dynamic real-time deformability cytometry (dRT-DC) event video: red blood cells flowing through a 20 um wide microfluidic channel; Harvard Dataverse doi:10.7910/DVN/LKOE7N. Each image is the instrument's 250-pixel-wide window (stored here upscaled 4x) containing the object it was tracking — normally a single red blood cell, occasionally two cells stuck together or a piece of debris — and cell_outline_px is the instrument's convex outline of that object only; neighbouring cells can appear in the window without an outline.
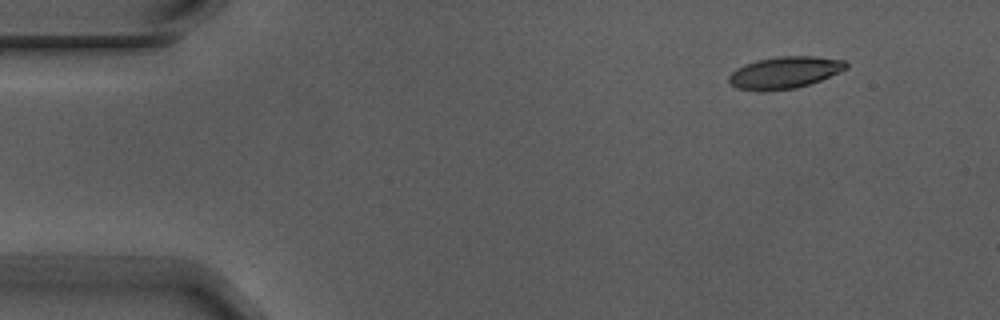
{"species": "Egyptian fruit bat (a non-hibernating species)", "species_latin": "Rousettus aegyptiacus", "temperature_condition": "warm", "stored_images_in_passage": 5, "camera_frame_rate_fps": 3000, "um_per_image_px": 0.085, "animal": {"sex": "male"}, "frame": {"image": 1, "passage_image": 1, "time_ms": 0.0, "image_size_px": [1000, 320], "cell_outline_px": [[848, 68], [820, 80], [796, 88], [764, 92], [736, 88], [728, 80], [728, 76], [736, 68], [744, 64], [756, 60], [780, 56], [816, 56], [844, 60], [848, 64]], "centroid_in_image_um": [66.67, 6.17], "position_along_channel_um": 18.3, "area_um2": 21.91}}
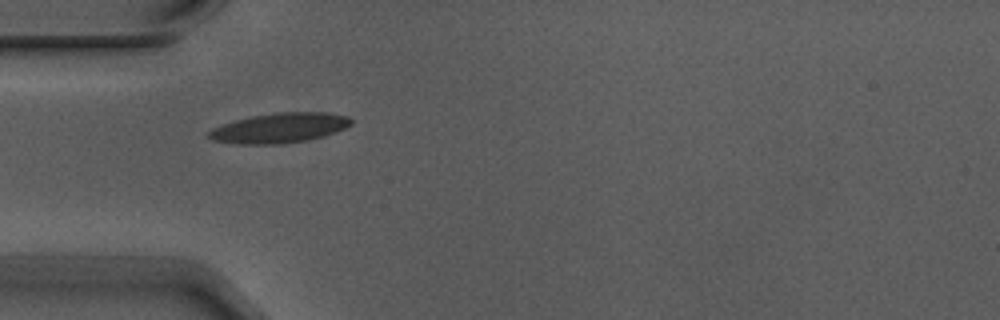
{"frame": {"image": 2, "passage_image": 4, "time_ms": 1.0, "image_size_px": [1000, 320], "cell_outline_px": [[352, 124], [344, 128], [324, 136], [304, 140], [276, 144], [240, 144], [212, 140], [208, 136], [208, 132], [212, 128], [236, 120], [252, 116], [276, 112], [324, 112], [348, 116], [352, 120]], "centroid_in_image_um": [23.76, 10.87], "position_along_channel_um": 61.2, "area_um2": 24.51}}